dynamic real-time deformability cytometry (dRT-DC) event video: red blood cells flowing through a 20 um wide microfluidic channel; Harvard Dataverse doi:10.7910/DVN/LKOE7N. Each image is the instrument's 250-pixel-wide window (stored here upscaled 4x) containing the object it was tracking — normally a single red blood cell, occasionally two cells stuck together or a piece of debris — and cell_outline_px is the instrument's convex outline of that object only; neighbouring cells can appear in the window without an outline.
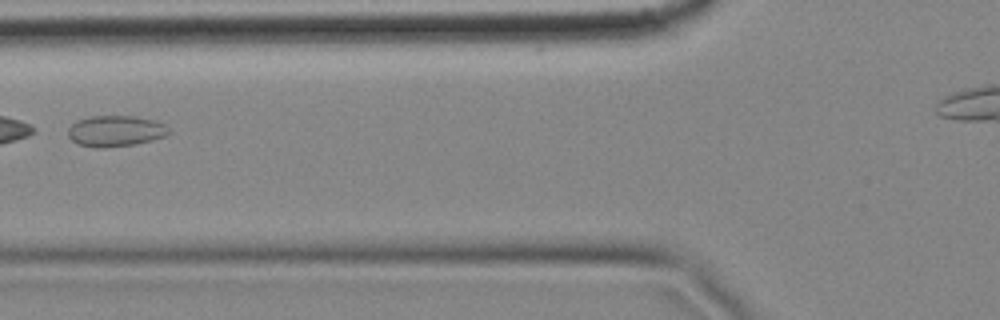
{"species": "common noctule bat (a hibernating species)", "species_latin": "Nyctalus noctula", "temperature_condition": "cold", "stored_images_in_passage": 3, "camera_frame_rate_fps": 3000, "um_per_image_px": 0.085, "animal": {"sex": "female", "body_mass_g": 18.4}, "frame": {"image": 1, "passage_image": 3, "time_ms": 0.667, "image_size_px": [1000, 320], "cell_outline_px": [[172, 132], [164, 136], [136, 144], [104, 148], [96, 148], [80, 144], [72, 140], [68, 136], [68, 128], [76, 120], [88, 116], [136, 116], [156, 120], [164, 124]], "centroid_in_image_um": [9.82, 11.12], "position_along_channel_um": 116.0, "area_um2": 18.32}}